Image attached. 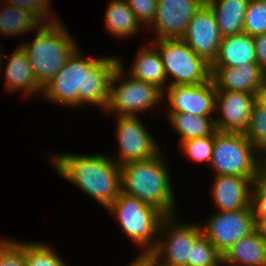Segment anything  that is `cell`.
Segmentation results:
<instances>
[{
  "label": "cell",
  "mask_w": 266,
  "mask_h": 266,
  "mask_svg": "<svg viewBox=\"0 0 266 266\" xmlns=\"http://www.w3.org/2000/svg\"><path fill=\"white\" fill-rule=\"evenodd\" d=\"M78 47L55 77L43 87L46 101L80 108L93 105L106 110L109 101L110 81L119 64V57L83 55Z\"/></svg>",
  "instance_id": "cell-1"
},
{
  "label": "cell",
  "mask_w": 266,
  "mask_h": 266,
  "mask_svg": "<svg viewBox=\"0 0 266 266\" xmlns=\"http://www.w3.org/2000/svg\"><path fill=\"white\" fill-rule=\"evenodd\" d=\"M109 156L62 152L51 160L60 177L107 209L121 193L120 165Z\"/></svg>",
  "instance_id": "cell-2"
},
{
  "label": "cell",
  "mask_w": 266,
  "mask_h": 266,
  "mask_svg": "<svg viewBox=\"0 0 266 266\" xmlns=\"http://www.w3.org/2000/svg\"><path fill=\"white\" fill-rule=\"evenodd\" d=\"M162 155L159 152L150 159L121 165V192L156 207L165 216L176 215L171 174Z\"/></svg>",
  "instance_id": "cell-3"
},
{
  "label": "cell",
  "mask_w": 266,
  "mask_h": 266,
  "mask_svg": "<svg viewBox=\"0 0 266 266\" xmlns=\"http://www.w3.org/2000/svg\"><path fill=\"white\" fill-rule=\"evenodd\" d=\"M62 20L44 22L30 42L20 43L38 84L43 88L58 73L78 48ZM22 44V45H21Z\"/></svg>",
  "instance_id": "cell-4"
},
{
  "label": "cell",
  "mask_w": 266,
  "mask_h": 266,
  "mask_svg": "<svg viewBox=\"0 0 266 266\" xmlns=\"http://www.w3.org/2000/svg\"><path fill=\"white\" fill-rule=\"evenodd\" d=\"M119 223L123 235L142 251H152L157 244L159 226L165 215L156 207L136 197L120 193L106 209Z\"/></svg>",
  "instance_id": "cell-5"
},
{
  "label": "cell",
  "mask_w": 266,
  "mask_h": 266,
  "mask_svg": "<svg viewBox=\"0 0 266 266\" xmlns=\"http://www.w3.org/2000/svg\"><path fill=\"white\" fill-rule=\"evenodd\" d=\"M124 66L119 58V64L110 81L109 101L105 114L137 116L139 112L145 113L162 102L166 103L163 100L164 92L160 88L133 78L124 71Z\"/></svg>",
  "instance_id": "cell-6"
},
{
  "label": "cell",
  "mask_w": 266,
  "mask_h": 266,
  "mask_svg": "<svg viewBox=\"0 0 266 266\" xmlns=\"http://www.w3.org/2000/svg\"><path fill=\"white\" fill-rule=\"evenodd\" d=\"M262 155L241 132H214L211 169L216 175L248 177L253 181Z\"/></svg>",
  "instance_id": "cell-7"
},
{
  "label": "cell",
  "mask_w": 266,
  "mask_h": 266,
  "mask_svg": "<svg viewBox=\"0 0 266 266\" xmlns=\"http://www.w3.org/2000/svg\"><path fill=\"white\" fill-rule=\"evenodd\" d=\"M152 42L161 56L165 75L170 82L168 85H196L211 80V65L199 57L183 39H159Z\"/></svg>",
  "instance_id": "cell-8"
},
{
  "label": "cell",
  "mask_w": 266,
  "mask_h": 266,
  "mask_svg": "<svg viewBox=\"0 0 266 266\" xmlns=\"http://www.w3.org/2000/svg\"><path fill=\"white\" fill-rule=\"evenodd\" d=\"M176 219L177 215H169L160 223L157 244L152 250L160 266H190V247L202 233L200 223H179Z\"/></svg>",
  "instance_id": "cell-9"
},
{
  "label": "cell",
  "mask_w": 266,
  "mask_h": 266,
  "mask_svg": "<svg viewBox=\"0 0 266 266\" xmlns=\"http://www.w3.org/2000/svg\"><path fill=\"white\" fill-rule=\"evenodd\" d=\"M201 231L210 243L223 256L230 247L256 229L252 206L236 211H218L212 213Z\"/></svg>",
  "instance_id": "cell-10"
},
{
  "label": "cell",
  "mask_w": 266,
  "mask_h": 266,
  "mask_svg": "<svg viewBox=\"0 0 266 266\" xmlns=\"http://www.w3.org/2000/svg\"><path fill=\"white\" fill-rule=\"evenodd\" d=\"M139 116H116L117 156L111 158L118 164L150 159L160 152V146L138 119ZM159 147V148H158Z\"/></svg>",
  "instance_id": "cell-11"
},
{
  "label": "cell",
  "mask_w": 266,
  "mask_h": 266,
  "mask_svg": "<svg viewBox=\"0 0 266 266\" xmlns=\"http://www.w3.org/2000/svg\"><path fill=\"white\" fill-rule=\"evenodd\" d=\"M163 100L168 102L167 113L213 117L216 89L212 80L196 85H168Z\"/></svg>",
  "instance_id": "cell-12"
},
{
  "label": "cell",
  "mask_w": 266,
  "mask_h": 266,
  "mask_svg": "<svg viewBox=\"0 0 266 266\" xmlns=\"http://www.w3.org/2000/svg\"><path fill=\"white\" fill-rule=\"evenodd\" d=\"M205 0H157L156 16L147 28L159 39H182L192 16ZM153 26V28H151Z\"/></svg>",
  "instance_id": "cell-13"
},
{
  "label": "cell",
  "mask_w": 266,
  "mask_h": 266,
  "mask_svg": "<svg viewBox=\"0 0 266 266\" xmlns=\"http://www.w3.org/2000/svg\"><path fill=\"white\" fill-rule=\"evenodd\" d=\"M222 38L215 15L205 3L190 19L182 39L199 57L212 65Z\"/></svg>",
  "instance_id": "cell-14"
},
{
  "label": "cell",
  "mask_w": 266,
  "mask_h": 266,
  "mask_svg": "<svg viewBox=\"0 0 266 266\" xmlns=\"http://www.w3.org/2000/svg\"><path fill=\"white\" fill-rule=\"evenodd\" d=\"M255 94L216 90L217 131L245 133L249 127Z\"/></svg>",
  "instance_id": "cell-15"
},
{
  "label": "cell",
  "mask_w": 266,
  "mask_h": 266,
  "mask_svg": "<svg viewBox=\"0 0 266 266\" xmlns=\"http://www.w3.org/2000/svg\"><path fill=\"white\" fill-rule=\"evenodd\" d=\"M212 183V200L218 211H236L251 205L253 181L248 177L216 175Z\"/></svg>",
  "instance_id": "cell-16"
},
{
  "label": "cell",
  "mask_w": 266,
  "mask_h": 266,
  "mask_svg": "<svg viewBox=\"0 0 266 266\" xmlns=\"http://www.w3.org/2000/svg\"><path fill=\"white\" fill-rule=\"evenodd\" d=\"M266 72L257 63L236 67H211V80L216 90L255 94Z\"/></svg>",
  "instance_id": "cell-17"
},
{
  "label": "cell",
  "mask_w": 266,
  "mask_h": 266,
  "mask_svg": "<svg viewBox=\"0 0 266 266\" xmlns=\"http://www.w3.org/2000/svg\"><path fill=\"white\" fill-rule=\"evenodd\" d=\"M5 55L1 52L0 56V74L4 72L6 93H23L24 96L30 97L34 94H42L43 88L38 84L32 67L28 61L26 53L22 50L20 46L16 48L7 59L5 64L2 60ZM5 66H2V65ZM5 67V68H4ZM3 68V70H2ZM23 91V92H22Z\"/></svg>",
  "instance_id": "cell-18"
},
{
  "label": "cell",
  "mask_w": 266,
  "mask_h": 266,
  "mask_svg": "<svg viewBox=\"0 0 266 266\" xmlns=\"http://www.w3.org/2000/svg\"><path fill=\"white\" fill-rule=\"evenodd\" d=\"M222 266H266V239L255 229L230 247Z\"/></svg>",
  "instance_id": "cell-19"
},
{
  "label": "cell",
  "mask_w": 266,
  "mask_h": 266,
  "mask_svg": "<svg viewBox=\"0 0 266 266\" xmlns=\"http://www.w3.org/2000/svg\"><path fill=\"white\" fill-rule=\"evenodd\" d=\"M248 63H257L254 39L241 32L222 38L217 58L211 67H236Z\"/></svg>",
  "instance_id": "cell-20"
},
{
  "label": "cell",
  "mask_w": 266,
  "mask_h": 266,
  "mask_svg": "<svg viewBox=\"0 0 266 266\" xmlns=\"http://www.w3.org/2000/svg\"><path fill=\"white\" fill-rule=\"evenodd\" d=\"M141 47L127 73L135 79L157 86L164 92L168 79L157 48L151 43Z\"/></svg>",
  "instance_id": "cell-21"
},
{
  "label": "cell",
  "mask_w": 266,
  "mask_h": 266,
  "mask_svg": "<svg viewBox=\"0 0 266 266\" xmlns=\"http://www.w3.org/2000/svg\"><path fill=\"white\" fill-rule=\"evenodd\" d=\"M250 0H205L213 11L221 35L243 32L244 18Z\"/></svg>",
  "instance_id": "cell-22"
},
{
  "label": "cell",
  "mask_w": 266,
  "mask_h": 266,
  "mask_svg": "<svg viewBox=\"0 0 266 266\" xmlns=\"http://www.w3.org/2000/svg\"><path fill=\"white\" fill-rule=\"evenodd\" d=\"M104 17V29L118 39L134 37L142 28L144 30L126 0H111Z\"/></svg>",
  "instance_id": "cell-23"
},
{
  "label": "cell",
  "mask_w": 266,
  "mask_h": 266,
  "mask_svg": "<svg viewBox=\"0 0 266 266\" xmlns=\"http://www.w3.org/2000/svg\"><path fill=\"white\" fill-rule=\"evenodd\" d=\"M4 4V6H3ZM0 11V34L16 36L35 32L44 21L33 11L2 3Z\"/></svg>",
  "instance_id": "cell-24"
},
{
  "label": "cell",
  "mask_w": 266,
  "mask_h": 266,
  "mask_svg": "<svg viewBox=\"0 0 266 266\" xmlns=\"http://www.w3.org/2000/svg\"><path fill=\"white\" fill-rule=\"evenodd\" d=\"M166 115L173 130L179 134V143L211 135L216 131L214 117L195 116L188 113H167Z\"/></svg>",
  "instance_id": "cell-25"
},
{
  "label": "cell",
  "mask_w": 266,
  "mask_h": 266,
  "mask_svg": "<svg viewBox=\"0 0 266 266\" xmlns=\"http://www.w3.org/2000/svg\"><path fill=\"white\" fill-rule=\"evenodd\" d=\"M27 266H68L53 247L39 242L25 241Z\"/></svg>",
  "instance_id": "cell-26"
},
{
  "label": "cell",
  "mask_w": 266,
  "mask_h": 266,
  "mask_svg": "<svg viewBox=\"0 0 266 266\" xmlns=\"http://www.w3.org/2000/svg\"><path fill=\"white\" fill-rule=\"evenodd\" d=\"M246 137L254 148L262 155H266V107L258 104L253 105L249 127L245 132Z\"/></svg>",
  "instance_id": "cell-27"
},
{
  "label": "cell",
  "mask_w": 266,
  "mask_h": 266,
  "mask_svg": "<svg viewBox=\"0 0 266 266\" xmlns=\"http://www.w3.org/2000/svg\"><path fill=\"white\" fill-rule=\"evenodd\" d=\"M222 255L201 233L190 247V266H222Z\"/></svg>",
  "instance_id": "cell-28"
},
{
  "label": "cell",
  "mask_w": 266,
  "mask_h": 266,
  "mask_svg": "<svg viewBox=\"0 0 266 266\" xmlns=\"http://www.w3.org/2000/svg\"><path fill=\"white\" fill-rule=\"evenodd\" d=\"M214 133L204 137H197L182 141L179 143V147L183 151L189 160L195 163L207 162L210 165V161L213 154Z\"/></svg>",
  "instance_id": "cell-29"
},
{
  "label": "cell",
  "mask_w": 266,
  "mask_h": 266,
  "mask_svg": "<svg viewBox=\"0 0 266 266\" xmlns=\"http://www.w3.org/2000/svg\"><path fill=\"white\" fill-rule=\"evenodd\" d=\"M243 32L250 36L266 33V1H249L244 18Z\"/></svg>",
  "instance_id": "cell-30"
},
{
  "label": "cell",
  "mask_w": 266,
  "mask_h": 266,
  "mask_svg": "<svg viewBox=\"0 0 266 266\" xmlns=\"http://www.w3.org/2000/svg\"><path fill=\"white\" fill-rule=\"evenodd\" d=\"M0 266H27L25 241L0 238Z\"/></svg>",
  "instance_id": "cell-31"
},
{
  "label": "cell",
  "mask_w": 266,
  "mask_h": 266,
  "mask_svg": "<svg viewBox=\"0 0 266 266\" xmlns=\"http://www.w3.org/2000/svg\"><path fill=\"white\" fill-rule=\"evenodd\" d=\"M51 1L52 0H3L2 2L28 9L36 13L44 22H52L59 20V18L51 12Z\"/></svg>",
  "instance_id": "cell-32"
},
{
  "label": "cell",
  "mask_w": 266,
  "mask_h": 266,
  "mask_svg": "<svg viewBox=\"0 0 266 266\" xmlns=\"http://www.w3.org/2000/svg\"><path fill=\"white\" fill-rule=\"evenodd\" d=\"M138 21L147 29L156 16L157 0H126Z\"/></svg>",
  "instance_id": "cell-33"
},
{
  "label": "cell",
  "mask_w": 266,
  "mask_h": 266,
  "mask_svg": "<svg viewBox=\"0 0 266 266\" xmlns=\"http://www.w3.org/2000/svg\"><path fill=\"white\" fill-rule=\"evenodd\" d=\"M251 198H266V157L262 156L253 178Z\"/></svg>",
  "instance_id": "cell-34"
},
{
  "label": "cell",
  "mask_w": 266,
  "mask_h": 266,
  "mask_svg": "<svg viewBox=\"0 0 266 266\" xmlns=\"http://www.w3.org/2000/svg\"><path fill=\"white\" fill-rule=\"evenodd\" d=\"M257 64L266 72V33L253 36Z\"/></svg>",
  "instance_id": "cell-35"
},
{
  "label": "cell",
  "mask_w": 266,
  "mask_h": 266,
  "mask_svg": "<svg viewBox=\"0 0 266 266\" xmlns=\"http://www.w3.org/2000/svg\"><path fill=\"white\" fill-rule=\"evenodd\" d=\"M156 264L153 251H141L136 259L127 266H154Z\"/></svg>",
  "instance_id": "cell-36"
},
{
  "label": "cell",
  "mask_w": 266,
  "mask_h": 266,
  "mask_svg": "<svg viewBox=\"0 0 266 266\" xmlns=\"http://www.w3.org/2000/svg\"><path fill=\"white\" fill-rule=\"evenodd\" d=\"M251 206L255 222L260 217L266 216V198H251Z\"/></svg>",
  "instance_id": "cell-37"
},
{
  "label": "cell",
  "mask_w": 266,
  "mask_h": 266,
  "mask_svg": "<svg viewBox=\"0 0 266 266\" xmlns=\"http://www.w3.org/2000/svg\"><path fill=\"white\" fill-rule=\"evenodd\" d=\"M255 101L266 107V78L261 82L256 90Z\"/></svg>",
  "instance_id": "cell-38"
},
{
  "label": "cell",
  "mask_w": 266,
  "mask_h": 266,
  "mask_svg": "<svg viewBox=\"0 0 266 266\" xmlns=\"http://www.w3.org/2000/svg\"><path fill=\"white\" fill-rule=\"evenodd\" d=\"M256 229L263 235V237L266 239V216L260 217L256 221Z\"/></svg>",
  "instance_id": "cell-39"
},
{
  "label": "cell",
  "mask_w": 266,
  "mask_h": 266,
  "mask_svg": "<svg viewBox=\"0 0 266 266\" xmlns=\"http://www.w3.org/2000/svg\"><path fill=\"white\" fill-rule=\"evenodd\" d=\"M2 50H3V49H2V47L0 46V56H1V52H2Z\"/></svg>",
  "instance_id": "cell-40"
}]
</instances>
